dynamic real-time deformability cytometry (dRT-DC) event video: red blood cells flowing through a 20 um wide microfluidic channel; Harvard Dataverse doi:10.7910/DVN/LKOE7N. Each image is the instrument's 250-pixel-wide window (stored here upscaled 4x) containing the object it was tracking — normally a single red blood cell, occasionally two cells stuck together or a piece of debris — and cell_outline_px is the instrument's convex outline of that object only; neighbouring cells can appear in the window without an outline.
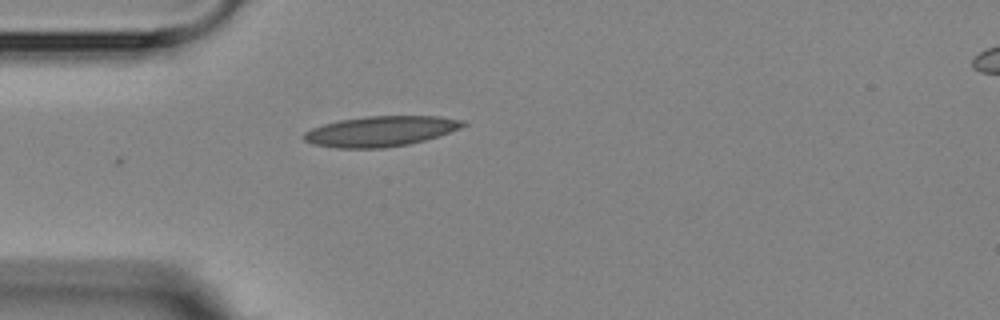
{"species": "Egyptian fruit bat (a non-hibernating species)", "species_latin": "Rousettus aegyptiacus", "temperature_condition": "room temperature", "stored_images_in_passage": 5, "camera_frame_rate_fps": 3000, "um_per_image_px": 0.085, "animal": {"sex": "female"}, "frame": {"image": 1, "passage_image": 5, "time_ms": 6.0, "image_size_px": [1000, 320], "cell_outline_px": [[468, 124], [460, 128], [424, 140], [408, 144], [384, 148], [336, 148], [312, 144], [304, 140], [300, 136], [304, 132], [312, 128], [324, 124], [340, 120], [368, 116], [440, 116], [464, 120]], "centroid_in_image_um": [32.32, 11.15], "position_along_channel_um": 52.7, "area_um2": 28.09}}